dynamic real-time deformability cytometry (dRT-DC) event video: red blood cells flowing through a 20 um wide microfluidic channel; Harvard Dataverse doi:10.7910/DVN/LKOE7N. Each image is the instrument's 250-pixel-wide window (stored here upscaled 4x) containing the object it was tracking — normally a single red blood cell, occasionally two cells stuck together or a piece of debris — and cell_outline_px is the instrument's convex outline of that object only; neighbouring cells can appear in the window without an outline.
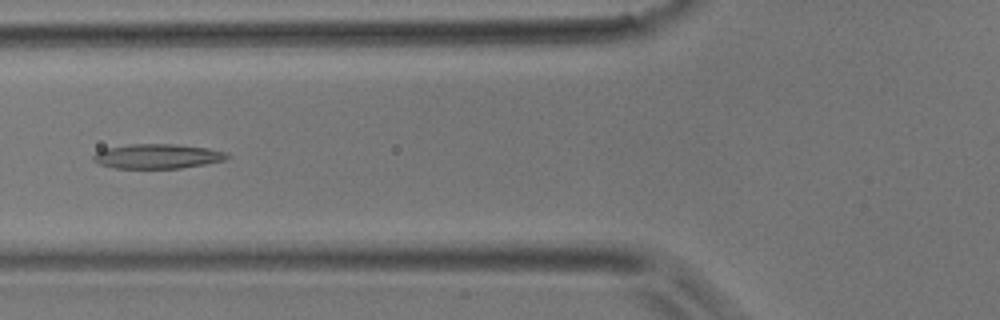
{"species": "common noctule bat (a hibernating species)", "species_latin": "Nyctalus noctula", "temperature_condition": "room temperature", "stored_images_in_passage": 4, "camera_frame_rate_fps": 3000, "um_per_image_px": 0.085, "animal": {"sex": "male", "body_mass_g": 17.9}, "frame": {"image": 1, "passage_image": 4, "time_ms": 1.0, "image_size_px": [1000, 320], "cell_outline_px": [[232, 156], [224, 160], [204, 164], [180, 168], [112, 168], [100, 164], [92, 160], [92, 156], [96, 152], [104, 148], [128, 144], [176, 144], [208, 148], [224, 152]], "centroid_in_image_um": [13.34, 13.28], "position_along_channel_um": 112.5, "area_um2": 19.25}}